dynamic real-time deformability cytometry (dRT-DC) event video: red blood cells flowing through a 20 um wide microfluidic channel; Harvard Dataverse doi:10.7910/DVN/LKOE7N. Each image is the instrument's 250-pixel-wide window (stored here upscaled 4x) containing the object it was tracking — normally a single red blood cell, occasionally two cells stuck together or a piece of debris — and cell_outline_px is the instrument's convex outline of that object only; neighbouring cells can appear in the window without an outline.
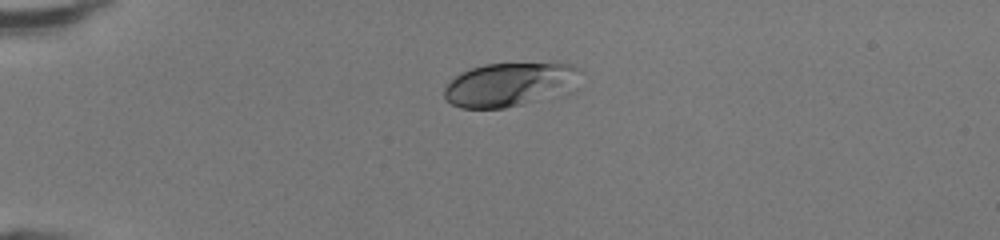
{"species": "human", "species_latin": "Homo sapiens", "temperature_condition": "room temperature", "stored_images_in_passage": 36, "camera_frame_rate_fps": 3000, "um_per_image_px": 0.085, "donor": {"sex": "female"}, "frame": {"image": 1, "passage_image": 1, "time_ms": 0.0, "image_size_px": [1000, 240], "cell_outline_px": [[580, 72], [576, 92], [524, 104], [504, 108], [460, 108], [452, 104], [444, 96], [444, 88], [460, 72], [484, 64], [568, 64], [580, 68]], "centroid_in_image_um": [43.41, 7.21], "position_along_channel_um": 41.6, "area_um2": 35.14}}
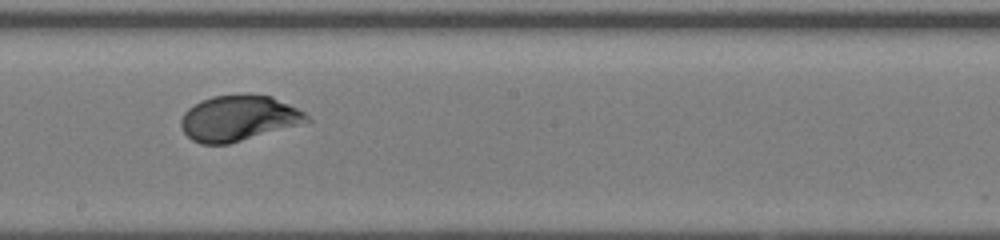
{"frame": {"image": 2, "passage_image": 17, "time_ms": 5.333, "image_size_px": [1000, 240], "cell_outline_px": [[312, 120], [228, 144], [200, 144], [192, 140], [184, 132], [180, 124], [180, 120], [184, 112], [188, 108], [200, 100], [212, 96], [272, 96], [304, 112]], "centroid_in_image_um": [20.21, 10.06], "position_along_channel_um": 228.0, "area_um2": 32.6}}
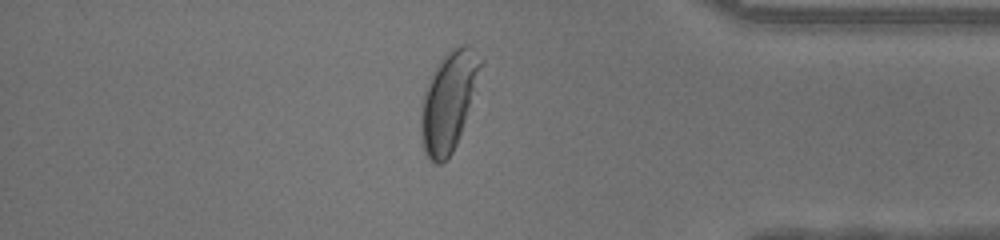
{"frame": {"image": 3, "passage_image": 30, "time_ms": 9.667, "image_size_px": [1000, 240], "cell_outline_px": [[484, 60], [460, 136], [452, 152], [440, 164], [436, 164], [424, 152], [420, 140], [420, 104], [424, 92], [436, 64], [452, 48], [460, 44], [468, 44], [484, 56]], "centroid_in_image_um": [38.12, 8.56], "position_along_channel_um": 397.1, "area_um2": 34.62}, "authors_computed_cell_mechanics": {"area_um2": 33.1194, "velocity_mm_per_s": 4.3238, "shape_relaxation_time_tau1_ms": 3.1028, "shape_relaxation_time_tau2_ms": null, "deformation_change_tau1": 0.1822, "deformation_change_tau2": null}}